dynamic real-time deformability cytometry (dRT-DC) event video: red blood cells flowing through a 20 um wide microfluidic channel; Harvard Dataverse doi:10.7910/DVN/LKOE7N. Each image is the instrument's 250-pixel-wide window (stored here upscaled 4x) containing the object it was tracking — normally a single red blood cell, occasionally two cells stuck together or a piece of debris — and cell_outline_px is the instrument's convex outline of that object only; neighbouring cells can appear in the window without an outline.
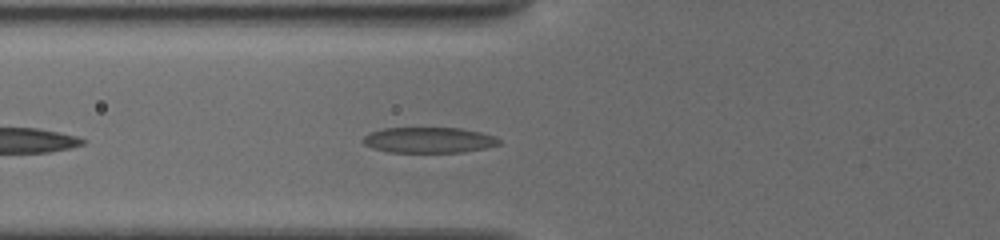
{"species": "common noctule bat (a hibernating species)", "species_latin": "Nyctalus noctula", "temperature_condition": "cold", "stored_images_in_passage": 11, "camera_frame_rate_fps": 3000, "um_per_image_px": 0.085, "animal": {"sex": "female", "body_mass_g": 19.5, "forearm_length_mm": 54.1}, "frame": {"image": 1, "passage_image": 8, "time_ms": 4.667, "image_size_px": [1000, 240], "cell_outline_px": [[500, 144], [484, 148], [464, 152], [388, 152], [372, 148], [364, 144], [360, 140], [368, 132], [384, 128], [460, 128], [480, 132], [496, 136], [500, 140]], "centroid_in_image_um": [36.41, 11.9], "position_along_channel_um": 89.4, "area_um2": 20.46}}
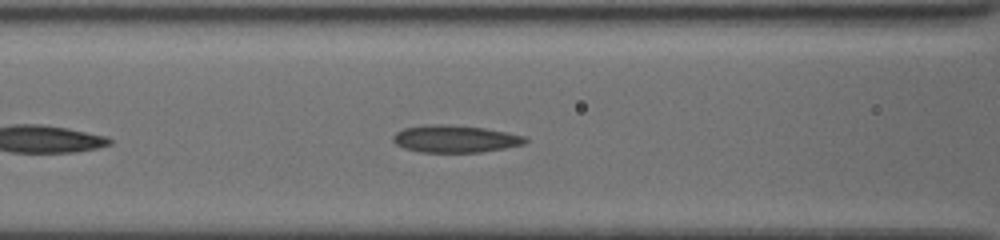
{"frame": {"image": 2, "passage_image": 10, "time_ms": 5.667, "image_size_px": [1000, 240], "cell_outline_px": [[528, 140], [524, 144], [504, 148], [480, 152], [420, 152], [404, 148], [396, 144], [392, 140], [392, 136], [396, 132], [404, 128], [428, 124], [444, 124], [484, 128], [524, 136]], "centroid_in_image_um": [38.64, 11.8], "position_along_channel_um": 128.0, "area_um2": 20.87}}